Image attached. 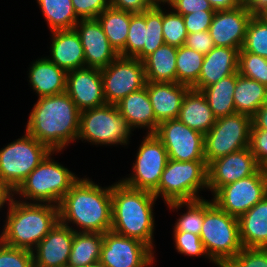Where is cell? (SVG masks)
<instances>
[{"mask_svg":"<svg viewBox=\"0 0 267 267\" xmlns=\"http://www.w3.org/2000/svg\"><path fill=\"white\" fill-rule=\"evenodd\" d=\"M237 77L238 72L224 77L217 83L201 90L216 118L236 113L233 93Z\"/></svg>","mask_w":267,"mask_h":267,"instance_id":"obj_31","label":"cell"},{"mask_svg":"<svg viewBox=\"0 0 267 267\" xmlns=\"http://www.w3.org/2000/svg\"><path fill=\"white\" fill-rule=\"evenodd\" d=\"M238 53L236 48L215 46L204 56L198 81L191 88L201 91L238 72Z\"/></svg>","mask_w":267,"mask_h":267,"instance_id":"obj_22","label":"cell"},{"mask_svg":"<svg viewBox=\"0 0 267 267\" xmlns=\"http://www.w3.org/2000/svg\"><path fill=\"white\" fill-rule=\"evenodd\" d=\"M177 49L163 44L143 60L146 82H176Z\"/></svg>","mask_w":267,"mask_h":267,"instance_id":"obj_28","label":"cell"},{"mask_svg":"<svg viewBox=\"0 0 267 267\" xmlns=\"http://www.w3.org/2000/svg\"><path fill=\"white\" fill-rule=\"evenodd\" d=\"M204 55L182 45L177 49L176 82L190 88L198 81Z\"/></svg>","mask_w":267,"mask_h":267,"instance_id":"obj_35","label":"cell"},{"mask_svg":"<svg viewBox=\"0 0 267 267\" xmlns=\"http://www.w3.org/2000/svg\"><path fill=\"white\" fill-rule=\"evenodd\" d=\"M74 29L84 49L85 67L103 69L119 56L97 19H80Z\"/></svg>","mask_w":267,"mask_h":267,"instance_id":"obj_19","label":"cell"},{"mask_svg":"<svg viewBox=\"0 0 267 267\" xmlns=\"http://www.w3.org/2000/svg\"><path fill=\"white\" fill-rule=\"evenodd\" d=\"M162 8L163 39L165 44L180 47L184 45L188 32L183 16L173 10Z\"/></svg>","mask_w":267,"mask_h":267,"instance_id":"obj_40","label":"cell"},{"mask_svg":"<svg viewBox=\"0 0 267 267\" xmlns=\"http://www.w3.org/2000/svg\"><path fill=\"white\" fill-rule=\"evenodd\" d=\"M214 10L233 9L241 4L240 0H208Z\"/></svg>","mask_w":267,"mask_h":267,"instance_id":"obj_53","label":"cell"},{"mask_svg":"<svg viewBox=\"0 0 267 267\" xmlns=\"http://www.w3.org/2000/svg\"><path fill=\"white\" fill-rule=\"evenodd\" d=\"M103 233L75 232L67 267H85L99 262Z\"/></svg>","mask_w":267,"mask_h":267,"instance_id":"obj_30","label":"cell"},{"mask_svg":"<svg viewBox=\"0 0 267 267\" xmlns=\"http://www.w3.org/2000/svg\"><path fill=\"white\" fill-rule=\"evenodd\" d=\"M145 87L156 120L161 123L177 119L182 100L190 87L177 82H146Z\"/></svg>","mask_w":267,"mask_h":267,"instance_id":"obj_21","label":"cell"},{"mask_svg":"<svg viewBox=\"0 0 267 267\" xmlns=\"http://www.w3.org/2000/svg\"><path fill=\"white\" fill-rule=\"evenodd\" d=\"M251 129L267 130V102L252 117Z\"/></svg>","mask_w":267,"mask_h":267,"instance_id":"obj_50","label":"cell"},{"mask_svg":"<svg viewBox=\"0 0 267 267\" xmlns=\"http://www.w3.org/2000/svg\"><path fill=\"white\" fill-rule=\"evenodd\" d=\"M266 23H267V10H265L262 14L259 15Z\"/></svg>","mask_w":267,"mask_h":267,"instance_id":"obj_56","label":"cell"},{"mask_svg":"<svg viewBox=\"0 0 267 267\" xmlns=\"http://www.w3.org/2000/svg\"><path fill=\"white\" fill-rule=\"evenodd\" d=\"M214 204L212 200L198 199L194 201H174L167 203V207L172 211H179L183 207L187 208L186 212L175 221L173 231H186L196 235H200L204 213Z\"/></svg>","mask_w":267,"mask_h":267,"instance_id":"obj_33","label":"cell"},{"mask_svg":"<svg viewBox=\"0 0 267 267\" xmlns=\"http://www.w3.org/2000/svg\"><path fill=\"white\" fill-rule=\"evenodd\" d=\"M50 57L57 67L67 72L85 67V55L81 39L75 29L51 31Z\"/></svg>","mask_w":267,"mask_h":267,"instance_id":"obj_23","label":"cell"},{"mask_svg":"<svg viewBox=\"0 0 267 267\" xmlns=\"http://www.w3.org/2000/svg\"><path fill=\"white\" fill-rule=\"evenodd\" d=\"M51 31L71 30L80 21L72 0H36Z\"/></svg>","mask_w":267,"mask_h":267,"instance_id":"obj_34","label":"cell"},{"mask_svg":"<svg viewBox=\"0 0 267 267\" xmlns=\"http://www.w3.org/2000/svg\"><path fill=\"white\" fill-rule=\"evenodd\" d=\"M66 93L80 111L107 104L103 92L101 69L83 67L68 71Z\"/></svg>","mask_w":267,"mask_h":267,"instance_id":"obj_18","label":"cell"},{"mask_svg":"<svg viewBox=\"0 0 267 267\" xmlns=\"http://www.w3.org/2000/svg\"><path fill=\"white\" fill-rule=\"evenodd\" d=\"M138 147L132 174L120 181L131 188L153 192L159 185L168 161V153L155 134H147Z\"/></svg>","mask_w":267,"mask_h":267,"instance_id":"obj_11","label":"cell"},{"mask_svg":"<svg viewBox=\"0 0 267 267\" xmlns=\"http://www.w3.org/2000/svg\"><path fill=\"white\" fill-rule=\"evenodd\" d=\"M175 248L179 254L186 256H203L208 258L203 247L200 235L186 231H173Z\"/></svg>","mask_w":267,"mask_h":267,"instance_id":"obj_42","label":"cell"},{"mask_svg":"<svg viewBox=\"0 0 267 267\" xmlns=\"http://www.w3.org/2000/svg\"><path fill=\"white\" fill-rule=\"evenodd\" d=\"M184 45L204 56L215 47L209 31L189 33Z\"/></svg>","mask_w":267,"mask_h":267,"instance_id":"obj_46","label":"cell"},{"mask_svg":"<svg viewBox=\"0 0 267 267\" xmlns=\"http://www.w3.org/2000/svg\"><path fill=\"white\" fill-rule=\"evenodd\" d=\"M200 238L208 260L217 267H225L243 249L238 218L215 203L204 213Z\"/></svg>","mask_w":267,"mask_h":267,"instance_id":"obj_6","label":"cell"},{"mask_svg":"<svg viewBox=\"0 0 267 267\" xmlns=\"http://www.w3.org/2000/svg\"><path fill=\"white\" fill-rule=\"evenodd\" d=\"M216 10H200L183 15L185 27L189 33L208 31Z\"/></svg>","mask_w":267,"mask_h":267,"instance_id":"obj_45","label":"cell"},{"mask_svg":"<svg viewBox=\"0 0 267 267\" xmlns=\"http://www.w3.org/2000/svg\"><path fill=\"white\" fill-rule=\"evenodd\" d=\"M259 166L250 147L220 157L208 165V191L214 195L222 186L254 174Z\"/></svg>","mask_w":267,"mask_h":267,"instance_id":"obj_16","label":"cell"},{"mask_svg":"<svg viewBox=\"0 0 267 267\" xmlns=\"http://www.w3.org/2000/svg\"><path fill=\"white\" fill-rule=\"evenodd\" d=\"M155 252L144 242L109 230L103 234L99 262L105 267H151Z\"/></svg>","mask_w":267,"mask_h":267,"instance_id":"obj_13","label":"cell"},{"mask_svg":"<svg viewBox=\"0 0 267 267\" xmlns=\"http://www.w3.org/2000/svg\"><path fill=\"white\" fill-rule=\"evenodd\" d=\"M80 113L66 92L40 97L32 107L25 130L51 151H62L78 138Z\"/></svg>","mask_w":267,"mask_h":267,"instance_id":"obj_1","label":"cell"},{"mask_svg":"<svg viewBox=\"0 0 267 267\" xmlns=\"http://www.w3.org/2000/svg\"><path fill=\"white\" fill-rule=\"evenodd\" d=\"M116 106L133 131L143 128L148 129L147 134H154L157 130L159 122L154 115L146 87L129 94Z\"/></svg>","mask_w":267,"mask_h":267,"instance_id":"obj_25","label":"cell"},{"mask_svg":"<svg viewBox=\"0 0 267 267\" xmlns=\"http://www.w3.org/2000/svg\"><path fill=\"white\" fill-rule=\"evenodd\" d=\"M62 151H50L41 163L15 190V195L28 203H48L59 206L63 197L80 179L51 156ZM22 197V198H21Z\"/></svg>","mask_w":267,"mask_h":267,"instance_id":"obj_5","label":"cell"},{"mask_svg":"<svg viewBox=\"0 0 267 267\" xmlns=\"http://www.w3.org/2000/svg\"><path fill=\"white\" fill-rule=\"evenodd\" d=\"M58 208L59 222L75 232L104 234L111 230L112 198L110 185L102 187L87 177H80L63 197ZM72 226L77 228L74 229Z\"/></svg>","mask_w":267,"mask_h":267,"instance_id":"obj_2","label":"cell"},{"mask_svg":"<svg viewBox=\"0 0 267 267\" xmlns=\"http://www.w3.org/2000/svg\"><path fill=\"white\" fill-rule=\"evenodd\" d=\"M225 267H267V248H245Z\"/></svg>","mask_w":267,"mask_h":267,"instance_id":"obj_43","label":"cell"},{"mask_svg":"<svg viewBox=\"0 0 267 267\" xmlns=\"http://www.w3.org/2000/svg\"><path fill=\"white\" fill-rule=\"evenodd\" d=\"M146 36V10L143 13H133L129 25L126 45L119 56L135 58L143 50L146 43Z\"/></svg>","mask_w":267,"mask_h":267,"instance_id":"obj_37","label":"cell"},{"mask_svg":"<svg viewBox=\"0 0 267 267\" xmlns=\"http://www.w3.org/2000/svg\"><path fill=\"white\" fill-rule=\"evenodd\" d=\"M177 119L205 135L216 123L217 118L202 92L190 88L182 100Z\"/></svg>","mask_w":267,"mask_h":267,"instance_id":"obj_27","label":"cell"},{"mask_svg":"<svg viewBox=\"0 0 267 267\" xmlns=\"http://www.w3.org/2000/svg\"><path fill=\"white\" fill-rule=\"evenodd\" d=\"M132 131L118 107L114 104H105L81 111L77 140L100 146H126L130 143Z\"/></svg>","mask_w":267,"mask_h":267,"instance_id":"obj_8","label":"cell"},{"mask_svg":"<svg viewBox=\"0 0 267 267\" xmlns=\"http://www.w3.org/2000/svg\"><path fill=\"white\" fill-rule=\"evenodd\" d=\"M132 14L109 6L96 18L118 54L125 48Z\"/></svg>","mask_w":267,"mask_h":267,"instance_id":"obj_32","label":"cell"},{"mask_svg":"<svg viewBox=\"0 0 267 267\" xmlns=\"http://www.w3.org/2000/svg\"><path fill=\"white\" fill-rule=\"evenodd\" d=\"M250 150L260 165L267 159V130L251 129Z\"/></svg>","mask_w":267,"mask_h":267,"instance_id":"obj_47","label":"cell"},{"mask_svg":"<svg viewBox=\"0 0 267 267\" xmlns=\"http://www.w3.org/2000/svg\"><path fill=\"white\" fill-rule=\"evenodd\" d=\"M233 94L236 113L245 114L251 118L267 102V87L239 73Z\"/></svg>","mask_w":267,"mask_h":267,"instance_id":"obj_29","label":"cell"},{"mask_svg":"<svg viewBox=\"0 0 267 267\" xmlns=\"http://www.w3.org/2000/svg\"><path fill=\"white\" fill-rule=\"evenodd\" d=\"M170 7L182 16L200 10H214L208 0H175Z\"/></svg>","mask_w":267,"mask_h":267,"instance_id":"obj_48","label":"cell"},{"mask_svg":"<svg viewBox=\"0 0 267 267\" xmlns=\"http://www.w3.org/2000/svg\"><path fill=\"white\" fill-rule=\"evenodd\" d=\"M242 48L267 58V23L260 16H252L249 20Z\"/></svg>","mask_w":267,"mask_h":267,"instance_id":"obj_38","label":"cell"},{"mask_svg":"<svg viewBox=\"0 0 267 267\" xmlns=\"http://www.w3.org/2000/svg\"><path fill=\"white\" fill-rule=\"evenodd\" d=\"M101 77L107 104L116 105L146 84L143 61L132 57L118 56L106 68L101 69Z\"/></svg>","mask_w":267,"mask_h":267,"instance_id":"obj_12","label":"cell"},{"mask_svg":"<svg viewBox=\"0 0 267 267\" xmlns=\"http://www.w3.org/2000/svg\"><path fill=\"white\" fill-rule=\"evenodd\" d=\"M167 150L168 158L176 161L205 160L204 135L178 119L159 123L154 133Z\"/></svg>","mask_w":267,"mask_h":267,"instance_id":"obj_15","label":"cell"},{"mask_svg":"<svg viewBox=\"0 0 267 267\" xmlns=\"http://www.w3.org/2000/svg\"><path fill=\"white\" fill-rule=\"evenodd\" d=\"M245 5L253 16H259L267 10V0H240Z\"/></svg>","mask_w":267,"mask_h":267,"instance_id":"obj_52","label":"cell"},{"mask_svg":"<svg viewBox=\"0 0 267 267\" xmlns=\"http://www.w3.org/2000/svg\"><path fill=\"white\" fill-rule=\"evenodd\" d=\"M72 4L79 19H96L110 6V0H72Z\"/></svg>","mask_w":267,"mask_h":267,"instance_id":"obj_44","label":"cell"},{"mask_svg":"<svg viewBox=\"0 0 267 267\" xmlns=\"http://www.w3.org/2000/svg\"><path fill=\"white\" fill-rule=\"evenodd\" d=\"M16 198L8 207L0 240L6 245L32 251L59 222V208Z\"/></svg>","mask_w":267,"mask_h":267,"instance_id":"obj_4","label":"cell"},{"mask_svg":"<svg viewBox=\"0 0 267 267\" xmlns=\"http://www.w3.org/2000/svg\"><path fill=\"white\" fill-rule=\"evenodd\" d=\"M240 241L245 248H267V194L238 218Z\"/></svg>","mask_w":267,"mask_h":267,"instance_id":"obj_26","label":"cell"},{"mask_svg":"<svg viewBox=\"0 0 267 267\" xmlns=\"http://www.w3.org/2000/svg\"><path fill=\"white\" fill-rule=\"evenodd\" d=\"M74 233L58 222L32 250L34 267H67Z\"/></svg>","mask_w":267,"mask_h":267,"instance_id":"obj_20","label":"cell"},{"mask_svg":"<svg viewBox=\"0 0 267 267\" xmlns=\"http://www.w3.org/2000/svg\"><path fill=\"white\" fill-rule=\"evenodd\" d=\"M208 190V165L205 160L176 161L168 159L158 187L152 192L165 204L174 201L203 199L199 191ZM199 193V194H198Z\"/></svg>","mask_w":267,"mask_h":267,"instance_id":"obj_7","label":"cell"},{"mask_svg":"<svg viewBox=\"0 0 267 267\" xmlns=\"http://www.w3.org/2000/svg\"><path fill=\"white\" fill-rule=\"evenodd\" d=\"M252 118L235 113L216 119V123L204 135L205 161H212L249 147Z\"/></svg>","mask_w":267,"mask_h":267,"instance_id":"obj_10","label":"cell"},{"mask_svg":"<svg viewBox=\"0 0 267 267\" xmlns=\"http://www.w3.org/2000/svg\"><path fill=\"white\" fill-rule=\"evenodd\" d=\"M238 73L267 87V58L242 48L238 53Z\"/></svg>","mask_w":267,"mask_h":267,"instance_id":"obj_39","label":"cell"},{"mask_svg":"<svg viewBox=\"0 0 267 267\" xmlns=\"http://www.w3.org/2000/svg\"><path fill=\"white\" fill-rule=\"evenodd\" d=\"M110 6L132 13H143L153 6L152 0H110Z\"/></svg>","mask_w":267,"mask_h":267,"instance_id":"obj_49","label":"cell"},{"mask_svg":"<svg viewBox=\"0 0 267 267\" xmlns=\"http://www.w3.org/2000/svg\"><path fill=\"white\" fill-rule=\"evenodd\" d=\"M85 267H105V266L102 265L100 262H97V263H95V264L88 265V266H85Z\"/></svg>","mask_w":267,"mask_h":267,"instance_id":"obj_57","label":"cell"},{"mask_svg":"<svg viewBox=\"0 0 267 267\" xmlns=\"http://www.w3.org/2000/svg\"><path fill=\"white\" fill-rule=\"evenodd\" d=\"M0 267H34L33 253L6 245L0 240Z\"/></svg>","mask_w":267,"mask_h":267,"instance_id":"obj_41","label":"cell"},{"mask_svg":"<svg viewBox=\"0 0 267 267\" xmlns=\"http://www.w3.org/2000/svg\"><path fill=\"white\" fill-rule=\"evenodd\" d=\"M267 194V183L260 168L252 175L222 186L214 195V203L233 217L239 218Z\"/></svg>","mask_w":267,"mask_h":267,"instance_id":"obj_14","label":"cell"},{"mask_svg":"<svg viewBox=\"0 0 267 267\" xmlns=\"http://www.w3.org/2000/svg\"><path fill=\"white\" fill-rule=\"evenodd\" d=\"M29 68L28 81L38 98L66 92L67 71L47 57L35 60Z\"/></svg>","mask_w":267,"mask_h":267,"instance_id":"obj_24","label":"cell"},{"mask_svg":"<svg viewBox=\"0 0 267 267\" xmlns=\"http://www.w3.org/2000/svg\"><path fill=\"white\" fill-rule=\"evenodd\" d=\"M259 167L262 172V176L264 177L267 183V159L264 162H262Z\"/></svg>","mask_w":267,"mask_h":267,"instance_id":"obj_55","label":"cell"},{"mask_svg":"<svg viewBox=\"0 0 267 267\" xmlns=\"http://www.w3.org/2000/svg\"><path fill=\"white\" fill-rule=\"evenodd\" d=\"M0 149V180L14 191L51 151L26 131Z\"/></svg>","mask_w":267,"mask_h":267,"instance_id":"obj_9","label":"cell"},{"mask_svg":"<svg viewBox=\"0 0 267 267\" xmlns=\"http://www.w3.org/2000/svg\"><path fill=\"white\" fill-rule=\"evenodd\" d=\"M111 198V230L141 240L154 251L155 195L147 190L128 187L118 180L111 185Z\"/></svg>","mask_w":267,"mask_h":267,"instance_id":"obj_3","label":"cell"},{"mask_svg":"<svg viewBox=\"0 0 267 267\" xmlns=\"http://www.w3.org/2000/svg\"><path fill=\"white\" fill-rule=\"evenodd\" d=\"M162 7L152 6L146 10L147 36L143 50L135 57L143 61L147 56L165 44L163 39Z\"/></svg>","mask_w":267,"mask_h":267,"instance_id":"obj_36","label":"cell"},{"mask_svg":"<svg viewBox=\"0 0 267 267\" xmlns=\"http://www.w3.org/2000/svg\"><path fill=\"white\" fill-rule=\"evenodd\" d=\"M15 191L5 182L0 180V209L4 207L5 204L8 207L11 205L15 197Z\"/></svg>","mask_w":267,"mask_h":267,"instance_id":"obj_51","label":"cell"},{"mask_svg":"<svg viewBox=\"0 0 267 267\" xmlns=\"http://www.w3.org/2000/svg\"><path fill=\"white\" fill-rule=\"evenodd\" d=\"M252 16L242 3L233 9L216 10L208 30L215 46L236 48L240 51Z\"/></svg>","mask_w":267,"mask_h":267,"instance_id":"obj_17","label":"cell"},{"mask_svg":"<svg viewBox=\"0 0 267 267\" xmlns=\"http://www.w3.org/2000/svg\"><path fill=\"white\" fill-rule=\"evenodd\" d=\"M154 6H161L167 3L168 8L175 0H152Z\"/></svg>","mask_w":267,"mask_h":267,"instance_id":"obj_54","label":"cell"}]
</instances>
